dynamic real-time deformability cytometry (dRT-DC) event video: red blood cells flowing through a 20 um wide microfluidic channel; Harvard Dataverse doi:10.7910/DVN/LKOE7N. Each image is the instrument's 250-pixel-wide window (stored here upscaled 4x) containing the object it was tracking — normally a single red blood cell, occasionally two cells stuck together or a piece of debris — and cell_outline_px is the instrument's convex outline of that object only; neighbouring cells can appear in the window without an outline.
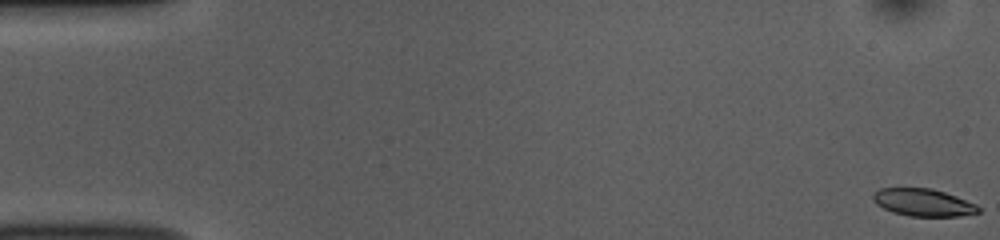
{"species": "common noctule bat (a hibernating species)", "species_latin": "Nyctalus noctula", "temperature_condition": "room temperature", "stored_images_in_passage": 53, "camera_frame_rate_fps": 3000, "um_per_image_px": 0.085, "animal": {"sex": "female", "body_mass_g": 10.0, "forearm_length_mm": 53.1}, "frame": {"image": 1, "passage_image": 1, "time_ms": 0.0, "image_size_px": [1000, 240], "cell_outline_px": [[980, 212], [960, 216], [908, 216], [892, 212], [876, 204], [872, 200], [872, 196], [880, 188], [932, 188], [956, 196], [976, 204], [980, 208]], "centroid_in_image_um": [78.47, 17.21], "position_along_channel_um": 6.5, "area_um2": 16.82}}
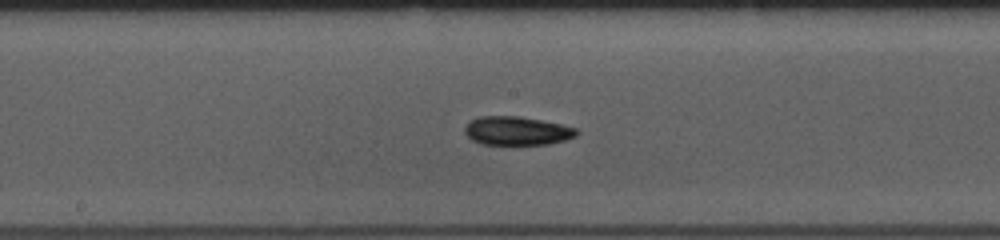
{"frame": {"image": 2, "passage_image": 28, "time_ms": 9.0, "image_size_px": [1000, 240], "cell_outline_px": [[580, 132], [576, 136], [564, 140], [548, 144], [480, 144], [472, 140], [464, 132], [464, 128], [472, 120], [480, 116], [520, 116], [560, 124], [576, 128]], "centroid_in_image_um": [43.94, 11.12], "position_along_channel_um": 204.3, "area_um2": 18.55}}
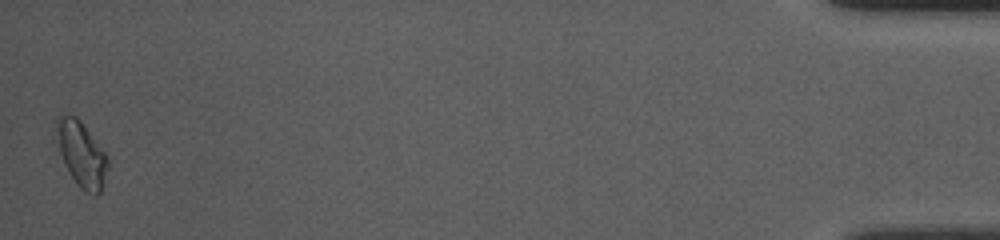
{"frame": {"image": 3, "passage_image": 53, "time_ms": 17.333, "image_size_px": [1000, 240], "cell_outline_px": [[108, 168], [100, 192], [96, 196], [92, 196], [84, 192], [76, 184], [64, 164], [60, 152], [56, 128], [56, 116], [76, 116], [80, 120], [108, 156]], "centroid_in_image_um": [6.94, 13.14], "position_along_channel_um": 428.3, "area_um2": 19.36}, "authors_computed_cell_mechanics": {"area_um2": 18.2648, "velocity_mm_per_s": 3.7785, "shape_relaxation_time_tau1_ms": 4.9358, "shape_relaxation_time_tau2_ms": 4.0509, "deformation_change_tau1": 0.0977, "deformation_change_tau2": 0.0839}}